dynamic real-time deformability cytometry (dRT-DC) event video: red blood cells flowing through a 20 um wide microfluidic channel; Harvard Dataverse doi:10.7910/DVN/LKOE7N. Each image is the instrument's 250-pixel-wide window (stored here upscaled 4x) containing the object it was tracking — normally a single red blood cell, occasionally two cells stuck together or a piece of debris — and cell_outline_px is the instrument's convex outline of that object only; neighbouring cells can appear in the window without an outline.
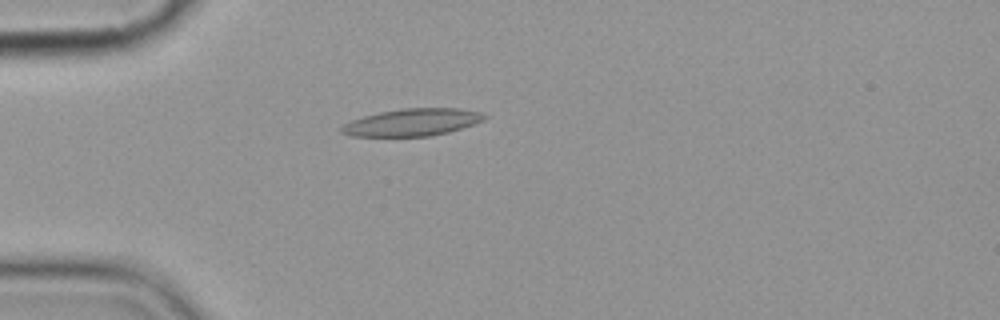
{"species": "common noctule bat (a hibernating species)", "species_latin": "Nyctalus noctula", "temperature_condition": "cold", "stored_images_in_passage": 4, "camera_frame_rate_fps": 3000, "um_per_image_px": 0.085, "animal": {"sex": "female", "body_mass_g": 19.9}, "frame": {"image": 1, "passage_image": 1, "time_ms": 0.0, "image_size_px": [1000, 320], "cell_outline_px": [[488, 116], [484, 120], [448, 132], [428, 136], [352, 136], [340, 132], [340, 128], [344, 124], [352, 120], [364, 116], [380, 112], [404, 108], [460, 108], [480, 112]], "centroid_in_image_um": [35.04, 10.39], "position_along_channel_um": 50.0, "area_um2": 22.48}}
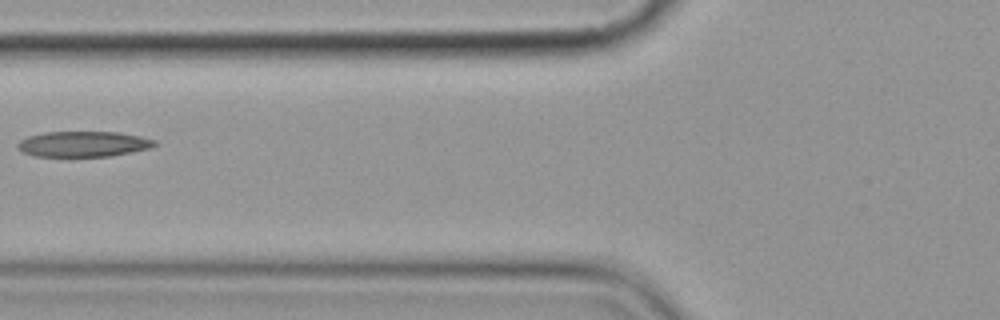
{"frame": {"image": 2, "passage_image": 3, "time_ms": 2.333, "image_size_px": [1000, 320], "cell_outline_px": [[160, 144], [148, 148], [112, 156], [36, 156], [24, 152], [16, 148], [16, 144], [20, 140], [28, 136], [44, 132], [120, 132], [140, 136], [156, 140]], "centroid_in_image_um": [7.09, 12.23], "position_along_channel_um": 118.7, "area_um2": 20.4}}
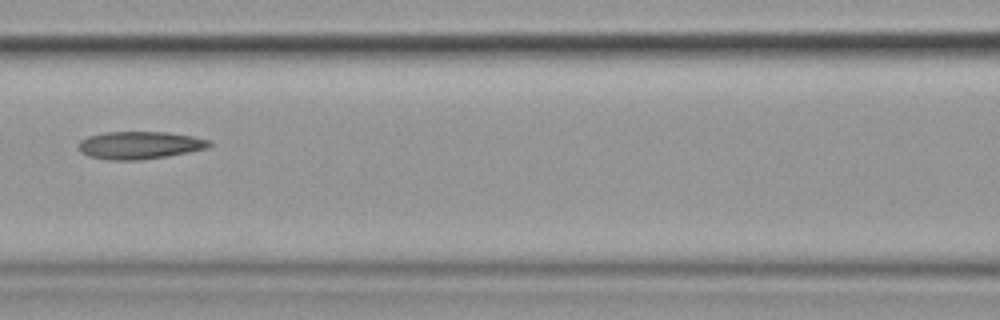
{"frame": {"image": 3, "passage_image": 4, "time_ms": 3.333, "image_size_px": [1000, 320], "cell_outline_px": [[212, 144], [208, 148], [168, 156], [140, 160], [108, 160], [88, 156], [80, 152], [76, 144], [80, 140], [88, 136], [104, 132], [168, 132], [192, 136], [212, 140]], "centroid_in_image_um": [11.85, 12.34], "position_along_channel_um": 154.7, "area_um2": 21.33}}